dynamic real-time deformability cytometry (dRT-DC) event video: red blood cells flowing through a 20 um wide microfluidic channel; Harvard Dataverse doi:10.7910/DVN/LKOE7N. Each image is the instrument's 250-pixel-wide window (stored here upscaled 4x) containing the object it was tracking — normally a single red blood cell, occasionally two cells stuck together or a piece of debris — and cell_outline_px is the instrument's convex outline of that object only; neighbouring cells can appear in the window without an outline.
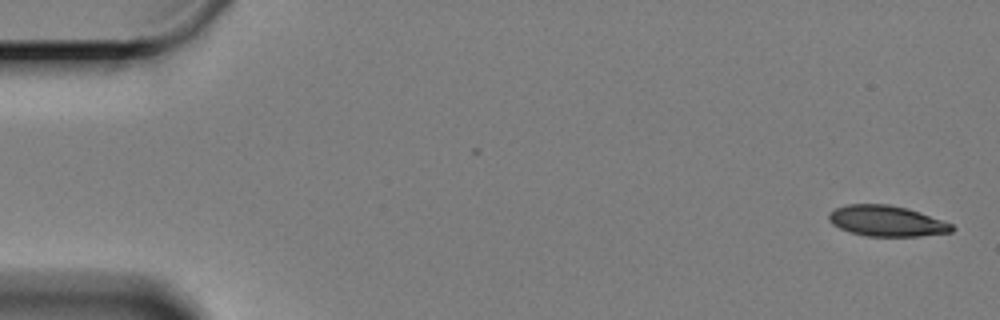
{"species": "Egyptian fruit bat (a non-hibernating species)", "species_latin": "Rousettus aegyptiacus", "temperature_condition": "cold", "stored_images_in_passage": 60, "camera_frame_rate_fps": 3000, "um_per_image_px": 0.085, "animal": {"sex": "female"}, "frame": {"image": 1, "passage_image": 1, "time_ms": 0.0, "image_size_px": [1000, 320], "cell_outline_px": [[956, 228], [952, 232], [920, 236], [868, 236], [852, 232], [840, 228], [832, 224], [828, 220], [828, 212], [836, 208], [848, 204], [888, 204], [908, 208], [920, 212], [952, 224]], "centroid_in_image_um": [75.37, 18.78], "position_along_channel_um": 9.6, "area_um2": 22.02}}
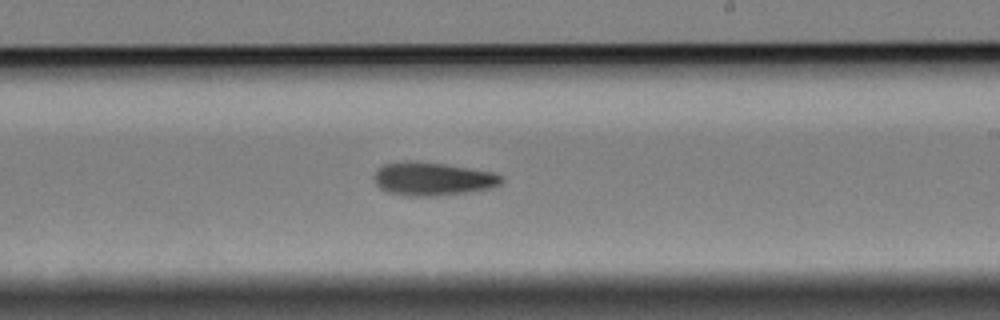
{"frame": {"image": 2, "passage_image": 35, "time_ms": 11.333, "image_size_px": [1000, 320], "cell_outline_px": [[504, 180], [500, 184], [492, 188], [468, 192], [432, 196], [408, 196], [388, 192], [380, 188], [376, 184], [376, 172], [384, 164], [444, 164], [492, 172], [504, 176]], "centroid_in_image_um": [36.88, 15.26], "position_along_channel_um": 252.1, "area_um2": 23.64}}
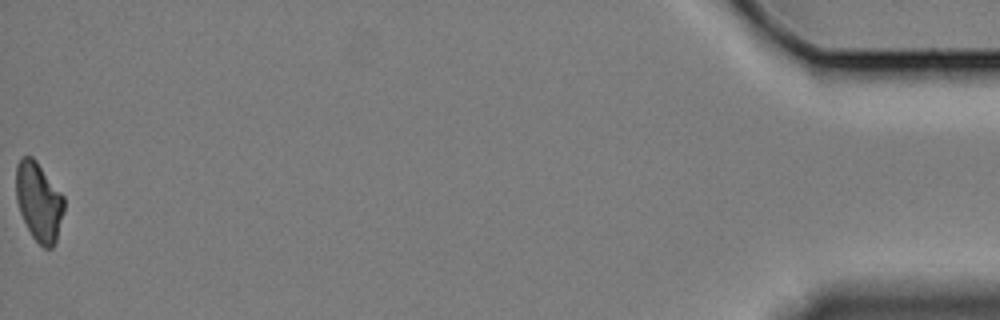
{"frame": {"image": 3, "passage_image": 60, "time_ms": 19.667, "image_size_px": [1000, 320], "cell_outline_px": [[64, 208], [56, 240], [52, 248], [44, 248], [32, 236], [20, 212], [16, 200], [16, 164], [24, 156], [32, 156], [36, 160], [64, 196]], "centroid_in_image_um": [3.3, 17.12], "position_along_channel_um": 431.9, "area_um2": 21.85}, "authors_computed_cell_mechanics": {"area_um2": 23.6113, "velocity_mm_per_s": 3.2946, "shape_relaxation_time_tau1_ms": 5.0387, "shape_relaxation_time_tau2_ms": null, "deformation_change_tau1": 0.1254, "deformation_change_tau2": null}}